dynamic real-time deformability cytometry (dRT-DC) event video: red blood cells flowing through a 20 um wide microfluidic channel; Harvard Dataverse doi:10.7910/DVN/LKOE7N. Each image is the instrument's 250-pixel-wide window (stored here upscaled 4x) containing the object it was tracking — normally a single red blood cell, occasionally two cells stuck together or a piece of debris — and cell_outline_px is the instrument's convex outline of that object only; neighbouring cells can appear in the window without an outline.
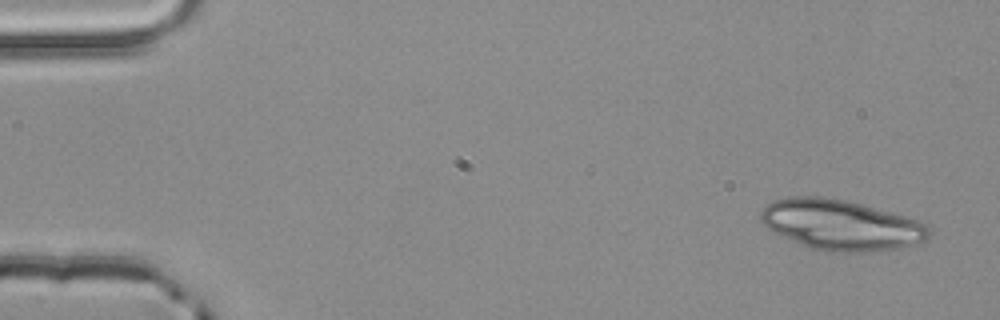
{"species": "common noctule bat (a hibernating species)", "species_latin": "Nyctalus noctula", "temperature_condition": "room temperature", "stored_images_in_passage": 4, "camera_frame_rate_fps": 3000, "um_per_image_px": 0.085, "animal": {"sex": "male", "body_mass_g": 20.4}, "frame": {"image": 1, "passage_image": 1, "time_ms": 0.0, "image_size_px": [1000, 320], "cell_outline_px": [[928, 240], [900, 248], [876, 252], [824, 252], [812, 248], [784, 236], [768, 228], [760, 220], [760, 212], [768, 204], [776, 200], [788, 196], [820, 196], [844, 200], [860, 204], [904, 216], [928, 224]], "centroid_in_image_um": [71.5, 19.13], "position_along_channel_um": 13.5, "area_um2": 49.01}}